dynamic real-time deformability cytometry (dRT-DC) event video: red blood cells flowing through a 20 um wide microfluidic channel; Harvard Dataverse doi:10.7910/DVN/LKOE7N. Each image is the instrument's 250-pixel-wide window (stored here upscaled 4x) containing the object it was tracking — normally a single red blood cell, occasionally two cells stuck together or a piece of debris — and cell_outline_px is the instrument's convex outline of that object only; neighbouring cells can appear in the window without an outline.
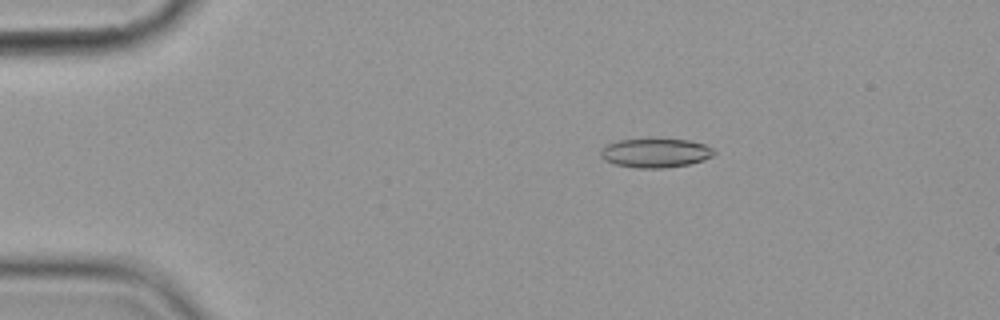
{"species": "common noctule bat (a hibernating species)", "species_latin": "Nyctalus noctula", "temperature_condition": "cold", "stored_images_in_passage": 5, "camera_frame_rate_fps": 3000, "um_per_image_px": 0.085, "animal": {"sex": "female", "body_mass_g": 19.9}, "frame": {"image": 1, "passage_image": 3, "time_ms": 2.333, "image_size_px": [1000, 320], "cell_outline_px": [[716, 152], [712, 156], [704, 160], [688, 164], [664, 168], [636, 168], [616, 164], [604, 160], [600, 156], [600, 148], [616, 140], [648, 136], [656, 136], [688, 140], [704, 144], [712, 148]], "centroid_in_image_um": [55.68, 12.94], "position_along_channel_um": 29.3, "area_um2": 20.17}}